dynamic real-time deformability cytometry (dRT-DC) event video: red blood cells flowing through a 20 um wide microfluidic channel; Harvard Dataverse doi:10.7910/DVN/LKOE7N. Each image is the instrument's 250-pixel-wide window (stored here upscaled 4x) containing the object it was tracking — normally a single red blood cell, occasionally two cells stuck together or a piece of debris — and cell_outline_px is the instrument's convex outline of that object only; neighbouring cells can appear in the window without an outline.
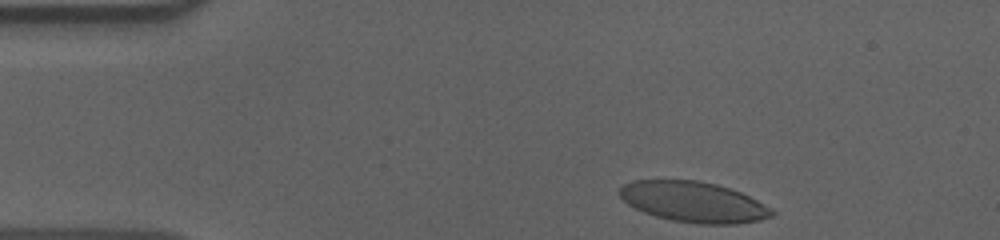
{"species": "human", "species_latin": "Homo sapiens", "temperature_condition": "cold", "stored_images_in_passage": 39, "camera_frame_rate_fps": 3000, "um_per_image_px": 0.085, "donor": {"sex": "male"}, "frame": {"image": 1, "passage_image": 1, "time_ms": 0.0, "image_size_px": [1000, 240], "cell_outline_px": [[776, 212], [772, 216], [760, 220], [736, 224], [696, 224], [672, 220], [656, 216], [644, 212], [628, 204], [616, 192], [624, 184], [632, 180], [696, 180], [716, 184], [740, 192], [772, 208]], "centroid_in_image_um": [58.94, 17.17], "position_along_channel_um": 26.1, "area_um2": 35.95}}
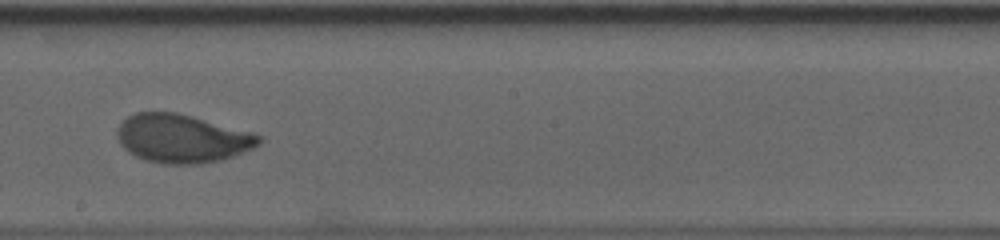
{"frame": {"image": 2, "passage_image": 24, "time_ms": 7.667, "image_size_px": [1000, 240], "cell_outline_px": [[264, 140], [260, 144], [252, 148], [232, 156], [220, 160], [200, 164], [164, 164], [144, 160], [128, 152], [120, 144], [116, 136], [116, 128], [128, 116], [136, 112], [176, 112], [256, 132], [264, 136]], "centroid_in_image_um": [15.5, 11.77], "position_along_channel_um": 232.7, "area_um2": 40.52}}
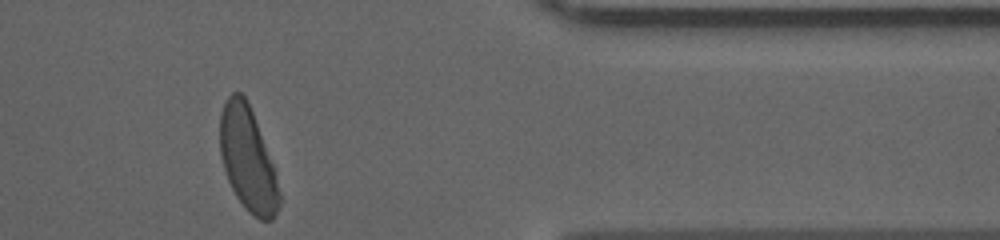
{"frame": {"image": 3, "passage_image": 39, "time_ms": 12.667, "image_size_px": [1000, 240], "cell_outline_px": [[280, 204], [272, 220], [260, 220], [252, 216], [248, 212], [236, 196], [228, 180], [220, 156], [220, 112], [224, 100], [232, 92], [240, 92], [244, 96], [252, 112], [272, 164], [276, 176], [280, 192]], "centroid_in_image_um": [21.03, 13.54], "position_along_channel_um": 390.4, "area_um2": 35.55}, "authors_computed_cell_mechanics": {"area_um2": 39.1884, "velocity_mm_per_s": 3.604, "shape_relaxation_time_tau1_ms": 4.5074, "shape_relaxation_time_tau2_ms": null, "deformation_change_tau1": 0.1805, "deformation_change_tau2": null}}